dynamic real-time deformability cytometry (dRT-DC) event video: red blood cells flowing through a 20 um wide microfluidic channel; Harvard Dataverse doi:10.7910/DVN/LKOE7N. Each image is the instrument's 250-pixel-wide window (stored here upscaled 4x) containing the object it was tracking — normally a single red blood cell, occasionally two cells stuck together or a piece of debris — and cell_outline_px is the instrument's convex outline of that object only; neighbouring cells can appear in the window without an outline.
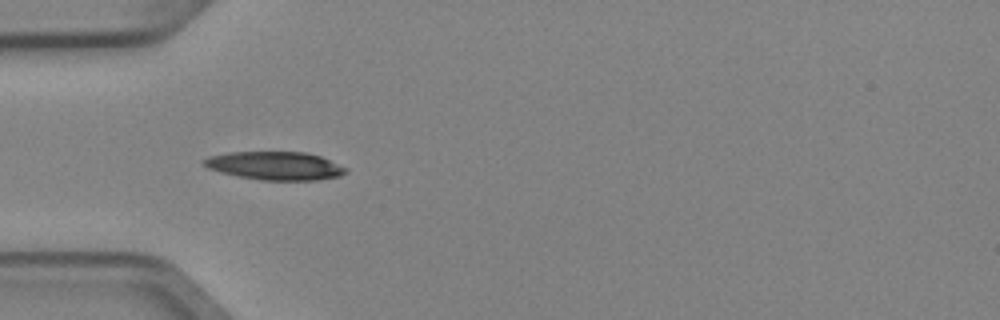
{"species": "Egyptian fruit bat (a non-hibernating species)", "species_latin": "Rousettus aegyptiacus", "temperature_condition": "cold", "stored_images_in_passage": 4, "camera_frame_rate_fps": 3000, "um_per_image_px": 0.085, "animal": {"sex": "female"}, "frame": {"image": 1, "passage_image": 2, "time_ms": 0.333, "image_size_px": [1000, 320], "cell_outline_px": [[348, 172], [340, 176], [316, 180], [260, 180], [220, 172], [208, 168], [200, 160], [208, 156], [228, 152], [304, 152], [320, 156], [348, 168]], "centroid_in_image_um": [23.38, 14.08], "position_along_channel_um": 61.6, "area_um2": 23.41}}
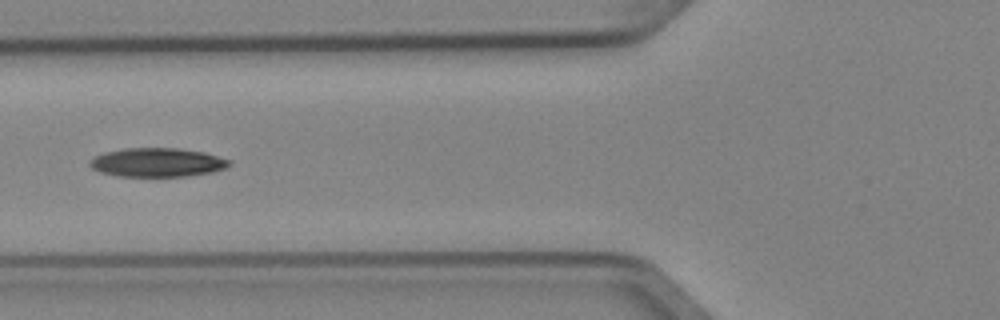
{"frame": {"image": 2, "passage_image": 3, "time_ms": 0.667, "image_size_px": [1000, 320], "cell_outline_px": [[232, 164], [224, 168], [212, 172], [188, 176], [116, 176], [100, 172], [92, 168], [88, 164], [88, 160], [104, 152], [124, 148], [176, 148], [204, 152], [232, 160]], "centroid_in_image_um": [13.36, 13.8], "position_along_channel_um": 112.4, "area_um2": 23.58}}